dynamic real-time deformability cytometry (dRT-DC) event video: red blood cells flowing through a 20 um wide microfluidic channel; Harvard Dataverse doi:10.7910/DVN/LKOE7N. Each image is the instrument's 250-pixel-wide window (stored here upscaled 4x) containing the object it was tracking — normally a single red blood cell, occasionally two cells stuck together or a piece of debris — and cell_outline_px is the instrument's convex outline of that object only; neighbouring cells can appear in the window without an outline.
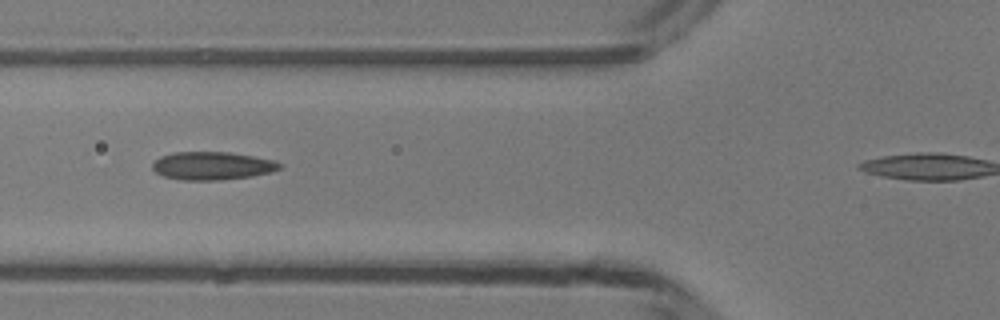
{"species": "common noctule bat (a hibernating species)", "species_latin": "Nyctalus noctula", "temperature_condition": "room temperature", "stored_images_in_passage": 36, "camera_frame_rate_fps": 3000, "um_per_image_px": 0.085, "animal": {"sex": "male", "body_mass_g": 13.3}, "frame": {"image": 1, "passage_image": 12, "time_ms": 3.667, "image_size_px": [1000, 320], "cell_outline_px": [[280, 168], [272, 172], [252, 176], [220, 180], [180, 180], [164, 176], [156, 172], [152, 168], [152, 164], [160, 156], [172, 152], [228, 152], [276, 160], [280, 164]], "centroid_in_image_um": [18.03, 14.09], "position_along_channel_um": 107.8, "area_um2": 20.81}}
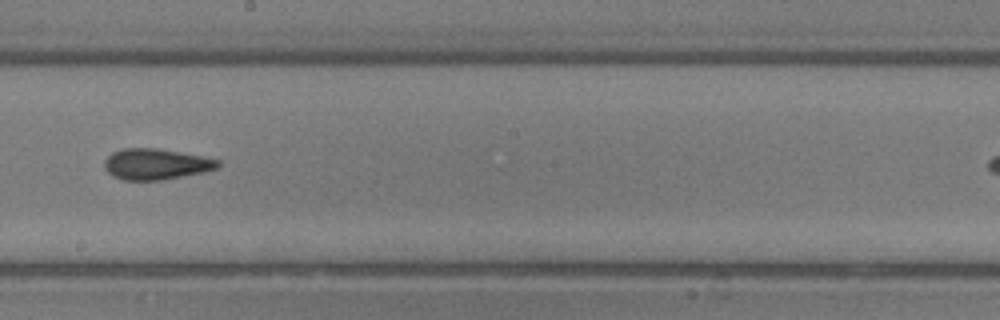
{"frame": {"image": 2, "passage_image": 21, "time_ms": 6.667, "image_size_px": [1000, 320], "cell_outline_px": [[220, 164], [216, 168], [204, 172], [164, 180], [124, 180], [112, 176], [104, 168], [104, 160], [112, 152], [120, 148], [156, 148], [180, 152], [220, 160]], "centroid_in_image_um": [13.22, 13.95], "position_along_channel_um": 235.0, "area_um2": 20.52}}
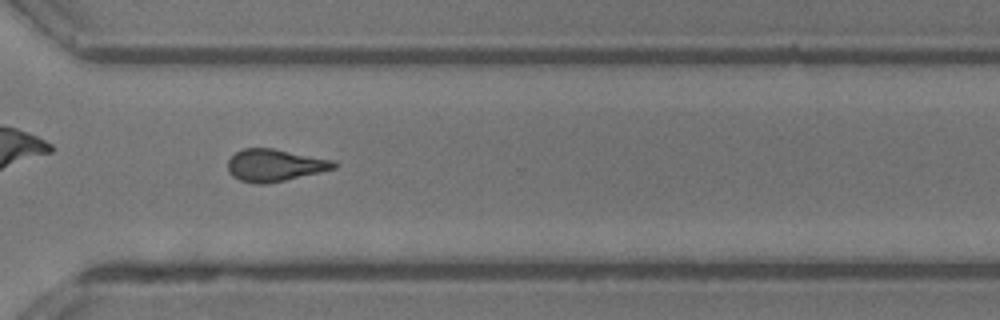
{"frame": {"image": 3, "passage_image": 29, "time_ms": 9.333, "image_size_px": [1000, 320], "cell_outline_px": [[336, 168], [320, 172], [284, 180], [264, 184], [256, 184], [240, 180], [232, 176], [228, 172], [228, 160], [236, 152], [244, 148], [272, 148], [336, 160]], "centroid_in_image_um": [23.35, 14.04], "position_along_channel_um": 347.2, "area_um2": 19.88}, "authors_computed_cell_mechanics": {"area_um2": 20.6635, "velocity_mm_per_s": 4.2281, "shape_relaxation_time_tau1_ms": 6.6085, "shape_relaxation_time_tau2_ms": 3.012, "deformation_change_tau1": 0.146, "deformation_change_tau2": 0.1181}}